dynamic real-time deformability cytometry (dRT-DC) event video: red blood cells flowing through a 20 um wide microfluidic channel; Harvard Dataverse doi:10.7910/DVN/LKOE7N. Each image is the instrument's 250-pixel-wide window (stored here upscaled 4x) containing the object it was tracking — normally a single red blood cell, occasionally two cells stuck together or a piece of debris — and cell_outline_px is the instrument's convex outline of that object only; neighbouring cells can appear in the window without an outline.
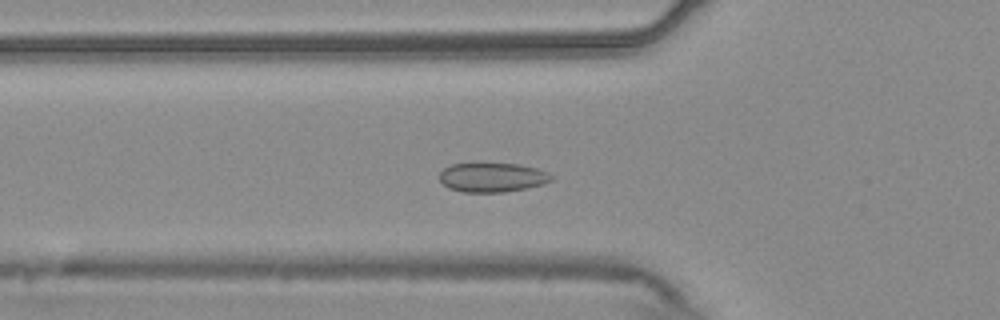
{"species": "common noctule bat (a hibernating species)", "species_latin": "Nyctalus noctula", "temperature_condition": "warm", "stored_images_in_passage": 54, "camera_frame_rate_fps": 3000, "um_per_image_px": 0.085, "animal": {"sex": "male", "body_mass_g": 20.4}, "frame": {"image": 1, "passage_image": 18, "time_ms": 5.667, "image_size_px": [1000, 320], "cell_outline_px": [[552, 180], [544, 184], [504, 192], [464, 192], [448, 188], [440, 180], [440, 172], [444, 168], [452, 164], [520, 164], [536, 168], [548, 172], [552, 176]], "centroid_in_image_um": [41.85, 15.08], "position_along_channel_um": 83.9, "area_um2": 18.9}}
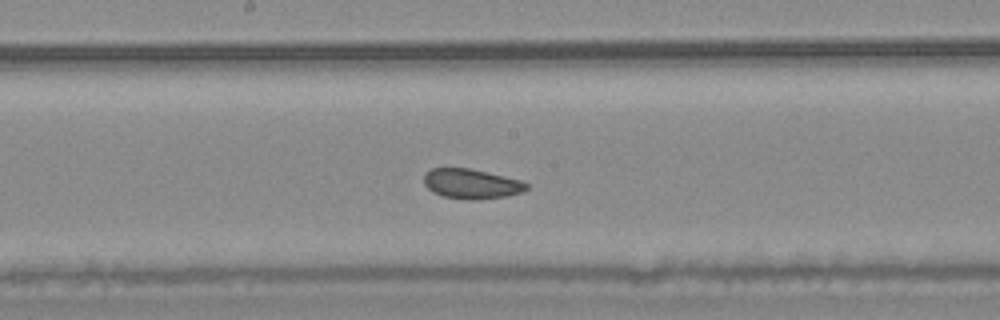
{"frame": {"image": 2, "passage_image": 28, "time_ms": 9.0, "image_size_px": [1000, 320], "cell_outline_px": [[528, 188], [524, 192], [508, 196], [472, 200], [468, 200], [444, 196], [432, 192], [424, 184], [424, 172], [432, 168], [468, 168], [504, 176], [520, 180], [528, 184]], "centroid_in_image_um": [40.06, 15.63], "position_along_channel_um": 208.1, "area_um2": 17.86}}
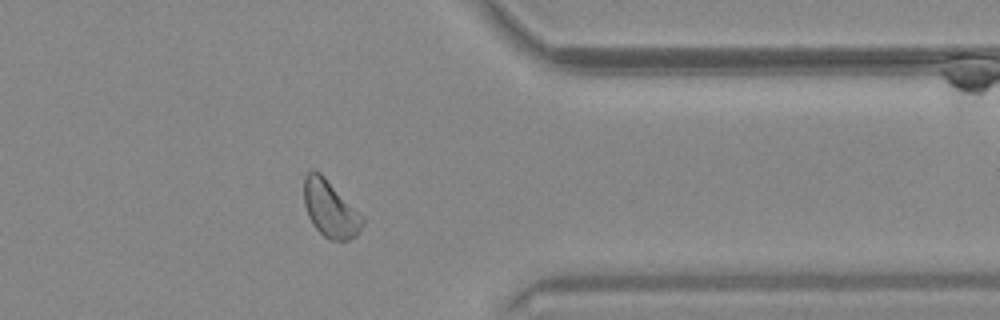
{"frame": {"image": 3, "passage_image": 43, "time_ms": 14.0, "image_size_px": [1000, 320], "cell_outline_px": [[364, 224], [360, 232], [356, 236], [348, 240], [328, 240], [312, 224], [308, 216], [304, 204], [304, 176], [308, 172], [320, 172], [364, 216]], "centroid_in_image_um": [28.09, 17.78], "position_along_channel_um": 383.3, "area_um2": 19.42}, "authors_computed_cell_mechanics": {"area_um2": 19.4208, "velocity_mm_per_s": 3.7146, "shape_relaxation_time_tau1_ms": 3.8055, "shape_relaxation_time_tau2_ms": null, "deformation_change_tau1": 0.0443, "deformation_change_tau2": null}}